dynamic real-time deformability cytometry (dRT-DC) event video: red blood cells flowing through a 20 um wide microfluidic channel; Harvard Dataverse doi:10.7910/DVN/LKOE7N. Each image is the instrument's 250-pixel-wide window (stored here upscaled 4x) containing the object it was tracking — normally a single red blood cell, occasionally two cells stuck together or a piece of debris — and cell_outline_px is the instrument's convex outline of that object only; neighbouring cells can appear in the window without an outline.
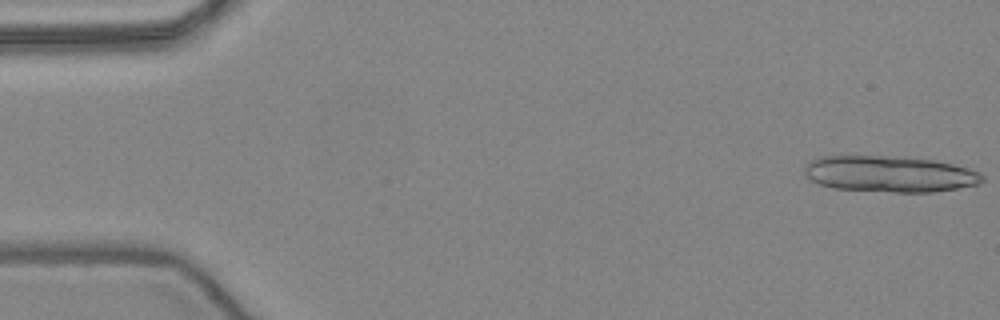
{"species": "common noctule bat (a hibernating species)", "species_latin": "Nyctalus noctula", "temperature_condition": "warm", "stored_images_in_passage": 20, "camera_frame_rate_fps": 3000, "um_per_image_px": 0.085, "animal": {"sex": "female", "body_mass_g": 24.6, "forearm_length_mm": 56.2}, "frame": {"image": 1, "passage_image": 1, "time_ms": 0.0, "image_size_px": [1000, 320], "cell_outline_px": [[984, 180], [980, 184], [932, 192], [896, 192], [832, 188], [820, 184], [812, 180], [804, 172], [804, 168], [808, 160], [820, 156], [884, 156], [936, 160], [968, 168], [980, 172], [984, 176]], "centroid_in_image_um": [75.62, 14.78], "position_along_channel_um": 9.4, "area_um2": 37.45}}